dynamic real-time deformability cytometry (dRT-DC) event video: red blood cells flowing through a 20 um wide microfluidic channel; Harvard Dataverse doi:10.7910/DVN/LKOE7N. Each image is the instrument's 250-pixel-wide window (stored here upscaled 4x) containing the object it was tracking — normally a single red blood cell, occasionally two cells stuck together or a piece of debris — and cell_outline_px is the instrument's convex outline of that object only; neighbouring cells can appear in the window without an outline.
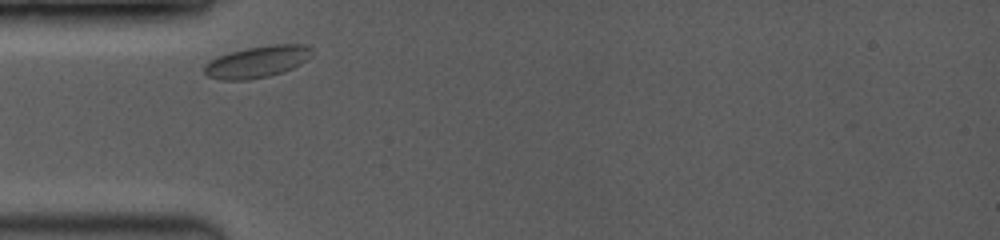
{"species": "common noctule bat (a hibernating species)", "species_latin": "Nyctalus noctula", "temperature_condition": "room temperature", "stored_images_in_passage": 31, "camera_frame_rate_fps": 3500, "um_per_image_px": 0.085, "animal": {"sex": "female", "body_mass_g": 19.0, "forearm_length_mm": 53.3}, "frame": {"image": 1, "passage_image": 1, "time_ms": 0.0, "image_size_px": [1000, 240], "cell_outline_px": [[312, 56], [300, 64], [284, 72], [268, 76], [248, 80], [220, 80], [208, 76], [204, 72], [204, 64], [220, 56], [232, 52], [248, 48], [272, 44], [304, 44], [312, 48]], "centroid_in_image_um": [21.9, 5.26], "position_along_channel_um": 63.1, "area_um2": 19.77}}
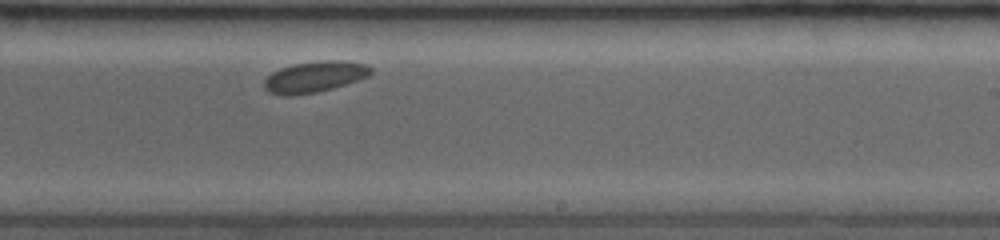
{"frame": {"image": 2, "passage_image": 18, "time_ms": 5.429, "image_size_px": [1000, 240], "cell_outline_px": [[372, 72], [368, 76], [332, 88], [316, 92], [288, 96], [284, 96], [268, 92], [264, 88], [264, 80], [272, 72], [280, 68], [292, 64], [320, 60], [348, 60], [368, 64], [372, 68]], "centroid_in_image_um": [26.74, 6.51], "position_along_channel_um": 262.3, "area_um2": 19.42}}
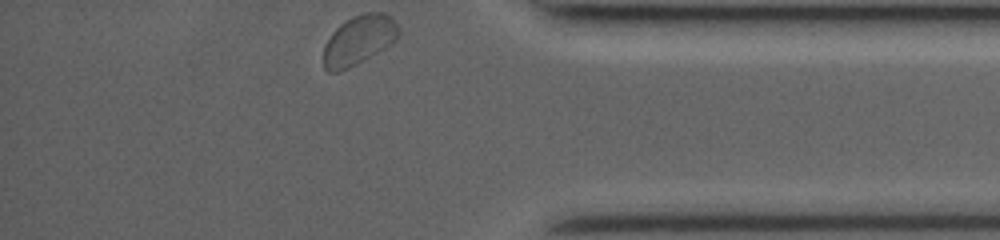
{"frame": {"image": 3, "passage_image": 31, "time_ms": 9.429, "image_size_px": [1000, 240], "cell_outline_px": [[400, 36], [396, 40], [356, 64], [340, 72], [328, 72], [324, 68], [324, 44], [332, 32], [340, 24], [352, 16], [364, 12], [384, 12], [392, 16], [400, 28]], "centroid_in_image_um": [30.51, 3.37], "position_along_channel_um": 404.7, "area_um2": 21.68}}